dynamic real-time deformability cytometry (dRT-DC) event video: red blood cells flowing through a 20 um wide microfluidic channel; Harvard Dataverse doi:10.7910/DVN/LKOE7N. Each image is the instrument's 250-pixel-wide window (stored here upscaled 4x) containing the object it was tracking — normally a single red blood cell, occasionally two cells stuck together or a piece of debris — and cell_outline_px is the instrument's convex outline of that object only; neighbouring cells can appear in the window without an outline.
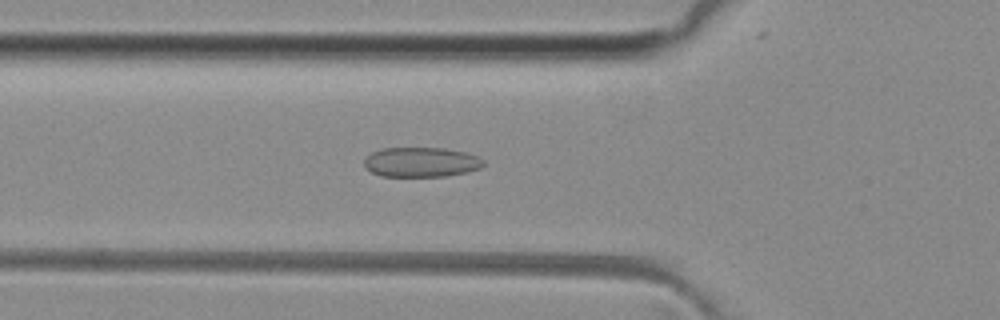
{"species": "common noctule bat (a hibernating species)", "species_latin": "Nyctalus noctula", "temperature_condition": "room temperature", "stored_images_in_passage": 51, "camera_frame_rate_fps": 3000, "um_per_image_px": 0.085, "animal": {"sex": "female", "body_mass_g": 29.2, "forearm_length_mm": 56.3}, "frame": {"image": 1, "passage_image": 17, "time_ms": 5.333, "image_size_px": [1000, 320], "cell_outline_px": [[484, 164], [480, 168], [448, 176], [380, 176], [364, 168], [364, 160], [372, 152], [384, 148], [444, 148], [464, 152], [476, 156], [484, 160]], "centroid_in_image_um": [35.77, 13.78], "position_along_channel_um": 90.0, "area_um2": 20.58}}
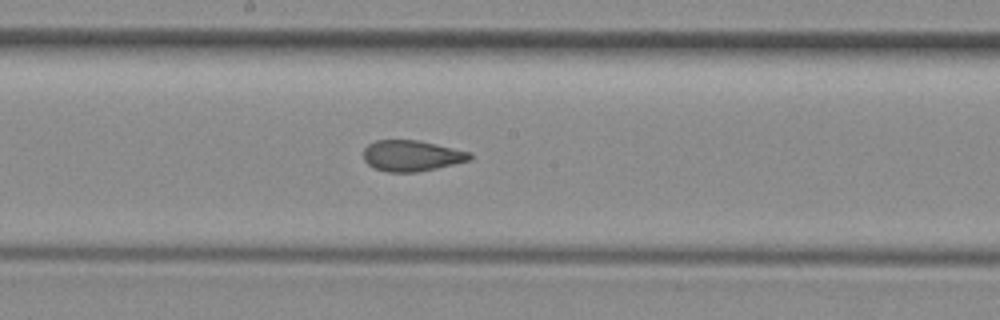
{"frame": {"image": 2, "passage_image": 26, "time_ms": 8.333, "image_size_px": [1000, 320], "cell_outline_px": [[472, 156], [468, 160], [436, 168], [416, 172], [388, 172], [376, 168], [368, 164], [364, 160], [364, 148], [368, 144], [376, 140], [416, 140], [436, 144], [472, 152]], "centroid_in_image_um": [34.97, 13.23], "position_along_channel_um": 213.2, "area_um2": 18.96}}
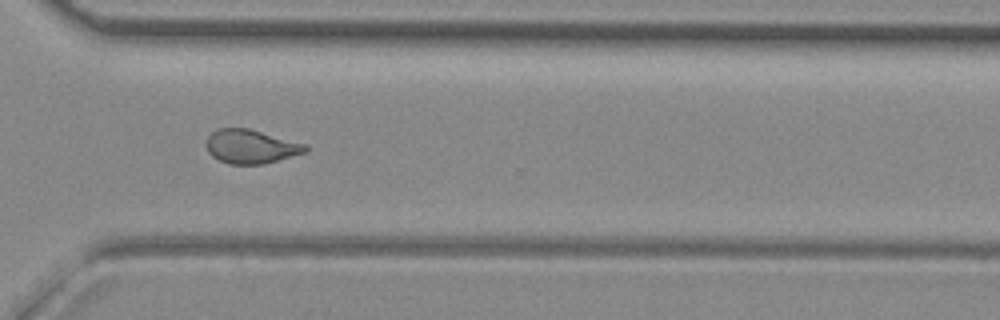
{"frame": {"image": 3, "passage_image": 36, "time_ms": 11.667, "image_size_px": [1000, 320], "cell_outline_px": [[308, 148], [304, 152], [264, 164], [228, 164], [212, 156], [208, 152], [204, 144], [208, 136], [212, 132], [220, 128], [248, 128], [308, 144]], "centroid_in_image_um": [21.3, 12.45], "position_along_channel_um": 349.3, "area_um2": 19.59}, "authors_computed_cell_mechanics": {"area_um2": 20.4612, "velocity_mm_per_s": 4.093, "shape_relaxation_time_tau1_ms": null, "shape_relaxation_time_tau2_ms": 1.2663, "deformation_change_tau1": null, "deformation_change_tau2": 0.077}}